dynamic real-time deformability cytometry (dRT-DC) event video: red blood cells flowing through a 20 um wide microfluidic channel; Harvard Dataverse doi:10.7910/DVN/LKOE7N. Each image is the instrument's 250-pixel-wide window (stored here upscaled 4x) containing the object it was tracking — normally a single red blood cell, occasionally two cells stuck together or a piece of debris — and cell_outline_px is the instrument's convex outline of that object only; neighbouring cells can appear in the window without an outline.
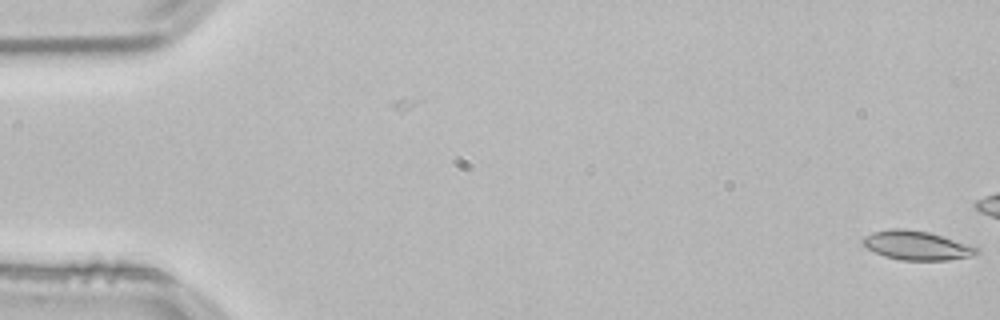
{"species": "common noctule bat (a hibernating species)", "species_latin": "Nyctalus noctula", "temperature_condition": "room temperature", "stored_images_in_passage": 4, "camera_frame_rate_fps": 3000, "um_per_image_px": 0.085, "animal": {"sex": "male", "body_mass_g": 21.5, "forearm_length_mm": 52.0}, "frame": {"image": 1, "passage_image": 4, "time_ms": 1.0, "image_size_px": [1000, 320], "cell_outline_px": [[980, 252], [972, 256], [948, 260], [900, 260], [884, 256], [868, 248], [860, 240], [864, 236], [872, 232], [892, 228], [904, 228], [928, 232], [968, 244], [980, 248]], "centroid_in_image_um": [77.92, 20.86], "position_along_channel_um": 7.1, "area_um2": 19.25}}